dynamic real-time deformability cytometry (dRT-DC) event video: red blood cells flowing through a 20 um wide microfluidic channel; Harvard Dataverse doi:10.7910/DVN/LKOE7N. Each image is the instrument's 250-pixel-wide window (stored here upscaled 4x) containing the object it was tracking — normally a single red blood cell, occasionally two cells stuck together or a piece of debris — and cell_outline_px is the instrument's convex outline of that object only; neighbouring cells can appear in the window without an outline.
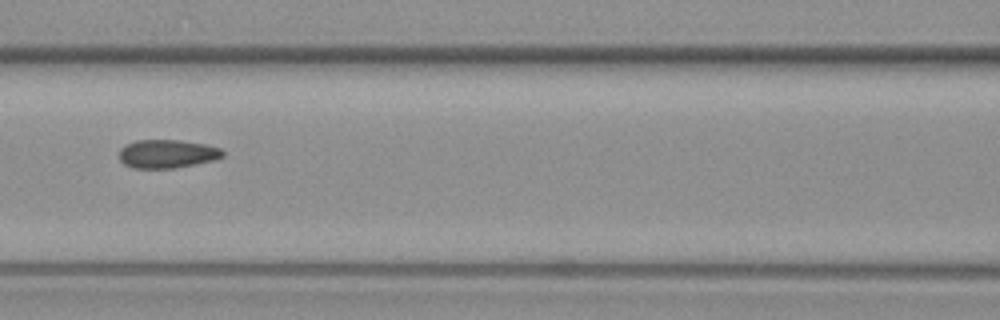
{"species": "common noctule bat (a hibernating species)", "species_latin": "Nyctalus noctula", "temperature_condition": "warm", "stored_images_in_passage": 8, "camera_frame_rate_fps": 3000, "um_per_image_px": 0.085, "animal": {"sex": "female", "body_mass_g": 19.3, "forearm_length_mm": 54.1}, "frame": {"image": 1, "passage_image": 5, "time_ms": 4.667, "image_size_px": [1000, 320], "cell_outline_px": [[224, 156], [212, 160], [172, 168], [132, 168], [124, 164], [120, 160], [120, 148], [136, 140], [180, 140], [204, 144], [220, 148], [224, 152]], "centroid_in_image_um": [14.18, 13.07], "position_along_channel_um": 152.4, "area_um2": 16.94}}
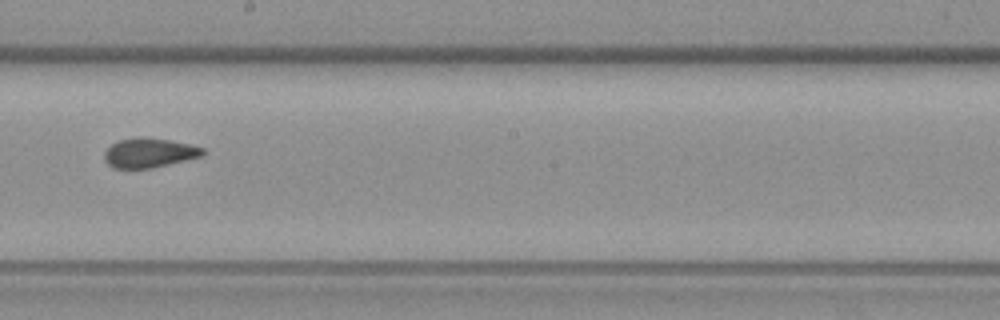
{"frame": {"image": 2, "passage_image": 7, "time_ms": 7.0, "image_size_px": [1000, 320], "cell_outline_px": [[204, 156], [152, 168], [112, 168], [104, 160], [104, 152], [112, 144], [120, 140], [136, 136], [144, 136], [168, 140], [188, 144], [204, 148]], "centroid_in_image_um": [12.67, 12.99], "position_along_channel_um": 235.5, "area_um2": 16.99}}
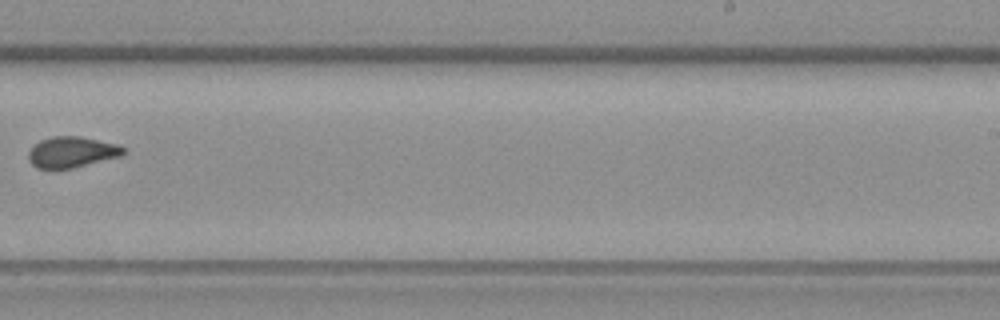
{"frame": {"image": 3, "passage_image": 8, "time_ms": 8.333, "image_size_px": [1000, 320], "cell_outline_px": [[124, 152], [120, 156], [72, 168], [36, 168], [28, 160], [28, 152], [40, 140], [52, 136], [80, 136], [120, 144], [124, 148]], "centroid_in_image_um": [6.1, 12.91], "position_along_channel_um": 282.9, "area_um2": 16.99}}